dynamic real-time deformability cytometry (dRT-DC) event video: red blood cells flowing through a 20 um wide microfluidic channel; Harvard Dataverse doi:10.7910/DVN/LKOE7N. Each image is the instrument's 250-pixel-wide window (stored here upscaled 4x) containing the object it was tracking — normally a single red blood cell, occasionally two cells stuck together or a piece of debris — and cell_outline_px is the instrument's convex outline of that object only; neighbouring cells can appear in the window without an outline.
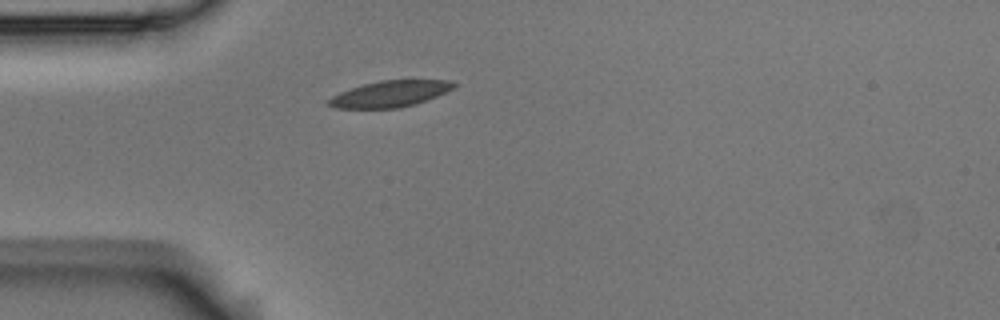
{"species": "Egyptian fruit bat (a non-hibernating species)", "species_latin": "Rousettus aegyptiacus", "temperature_condition": "room temperature", "stored_images_in_passage": 2, "camera_frame_rate_fps": 3000, "um_per_image_px": 0.085, "animal": {"sex": "male"}, "frame": {"image": 1, "passage_image": 1, "time_ms": 0.0, "image_size_px": [1000, 320], "cell_outline_px": [[456, 84], [452, 88], [436, 96], [416, 104], [400, 108], [332, 108], [328, 104], [328, 100], [332, 96], [340, 92], [364, 84], [380, 80], [448, 80]], "centroid_in_image_um": [33.12, 7.98], "position_along_channel_um": 51.9, "area_um2": 18.9}}